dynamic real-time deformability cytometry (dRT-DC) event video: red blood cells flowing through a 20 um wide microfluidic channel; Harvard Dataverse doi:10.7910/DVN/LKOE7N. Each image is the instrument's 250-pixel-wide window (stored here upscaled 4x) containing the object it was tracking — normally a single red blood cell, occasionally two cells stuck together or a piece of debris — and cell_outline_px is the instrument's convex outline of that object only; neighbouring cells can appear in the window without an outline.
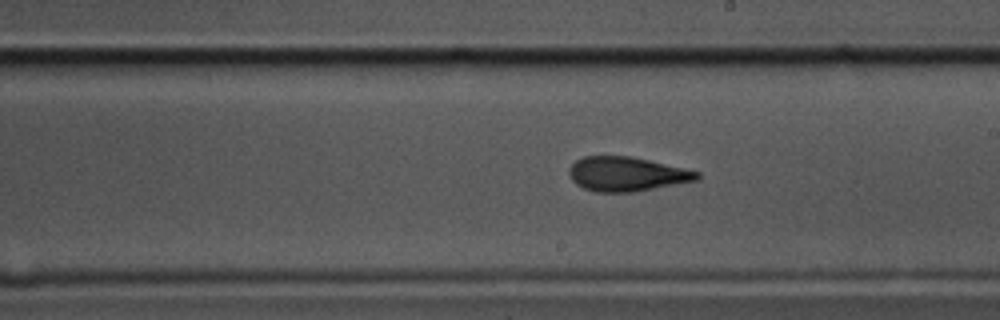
{"species": "common noctule bat (a hibernating species)", "species_latin": "Nyctalus noctula", "temperature_condition": "cold", "stored_images_in_passage": 38, "camera_frame_rate_fps": 3000, "um_per_image_px": 0.085, "animal": {"sex": "male", "body_mass_g": 17.5, "forearm_length_mm": 52.3}, "frame": {"image": 1, "passage_image": 25, "time_ms": 8.0, "image_size_px": [1000, 320], "cell_outline_px": [[700, 180], [636, 192], [596, 192], [584, 188], [576, 184], [572, 180], [568, 172], [568, 168], [576, 160], [584, 156], [628, 156], [648, 160], [684, 168], [700, 172]], "centroid_in_image_um": [53.28, 14.8], "position_along_channel_um": 235.7, "area_um2": 25.72}}
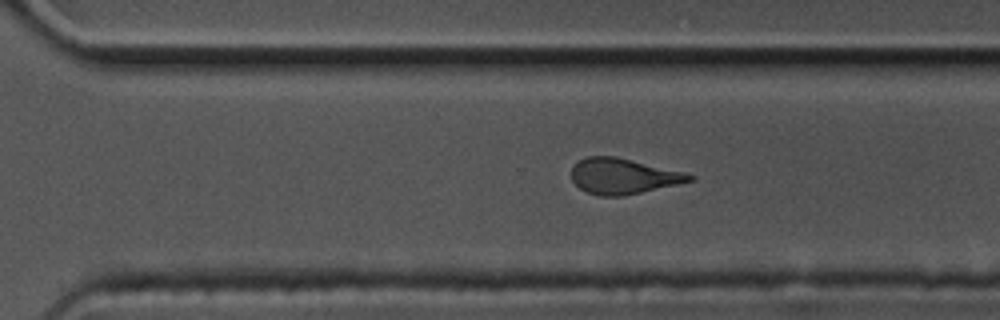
{"frame": {"image": 2, "passage_image": 32, "time_ms": 10.333, "image_size_px": [1000, 320], "cell_outline_px": [[696, 176], [692, 180], [676, 184], [640, 192], [620, 196], [600, 196], [588, 192], [580, 188], [572, 180], [572, 168], [580, 160], [588, 156], [616, 156], [684, 172]], "centroid_in_image_um": [52.95, 14.96], "position_along_channel_um": 317.6, "area_um2": 24.04}}
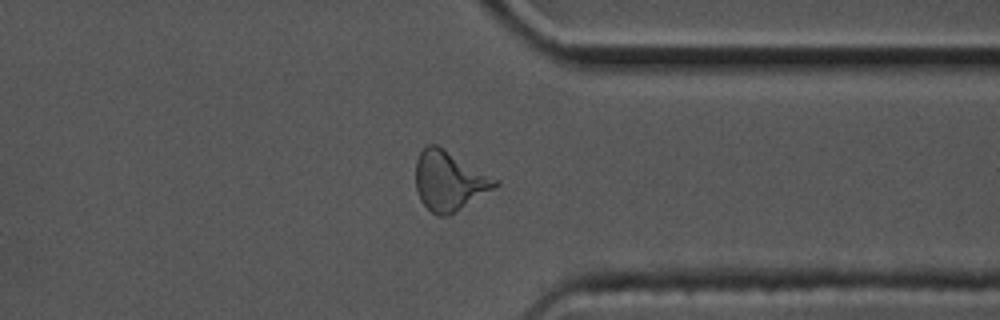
{"frame": {"image": 3, "passage_image": 37, "time_ms": 12.0, "image_size_px": [1000, 320], "cell_outline_px": [[500, 184], [448, 216], [436, 216], [420, 200], [416, 192], [416, 160], [420, 152], [428, 144], [436, 144], [444, 148], [500, 180]], "centroid_in_image_um": [38.17, 15.36], "position_along_channel_um": 373.2, "area_um2": 27.4}}